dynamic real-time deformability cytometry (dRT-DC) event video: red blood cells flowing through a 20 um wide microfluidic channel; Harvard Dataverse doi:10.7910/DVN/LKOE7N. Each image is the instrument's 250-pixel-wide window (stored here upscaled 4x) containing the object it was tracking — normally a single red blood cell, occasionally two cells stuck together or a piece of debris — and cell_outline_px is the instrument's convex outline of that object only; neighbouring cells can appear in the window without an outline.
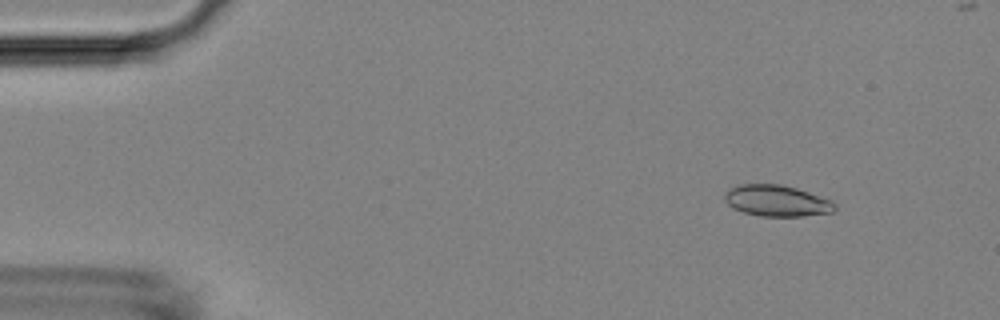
{"species": "Egyptian fruit bat (a non-hibernating species)", "species_latin": "Rousettus aegyptiacus", "temperature_condition": "room temperature", "stored_images_in_passage": 51, "camera_frame_rate_fps": 3000, "um_per_image_px": 0.085, "animal": {"sex": "female"}, "frame": {"image": 1, "passage_image": 4, "time_ms": 1.0, "image_size_px": [1000, 320], "cell_outline_px": [[836, 208], [832, 212], [804, 216], [760, 216], [744, 212], [732, 208], [724, 200], [724, 192], [728, 188], [740, 184], [780, 184], [796, 188], [832, 200], [836, 204]], "centroid_in_image_um": [66.0, 17.06], "position_along_channel_um": 19.0, "area_um2": 20.17}}
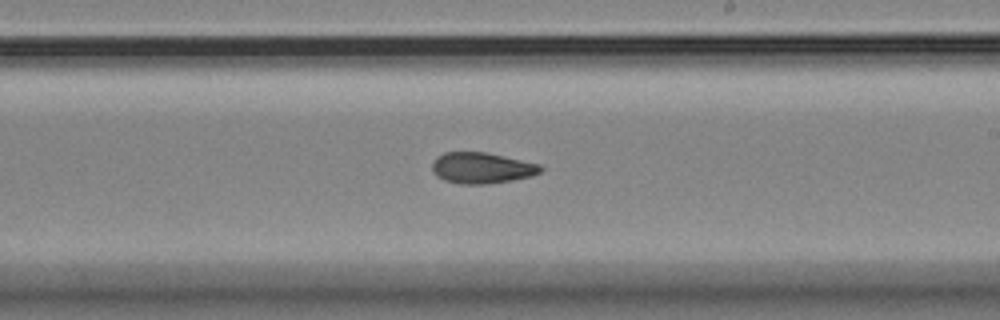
{"frame": {"image": 2, "passage_image": 29, "time_ms": 9.333, "image_size_px": [1000, 320], "cell_outline_px": [[544, 168], [540, 172], [532, 176], [512, 180], [488, 184], [460, 184], [444, 180], [436, 176], [432, 172], [432, 160], [436, 156], [444, 152], [484, 152], [540, 164]], "centroid_in_image_um": [40.91, 14.28], "position_along_channel_um": 248.1, "area_um2": 19.71}}
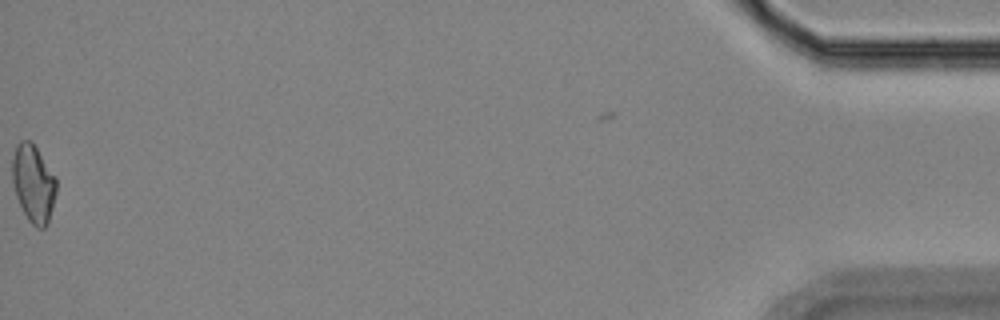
{"frame": {"image": 3, "passage_image": 51, "time_ms": 16.667, "image_size_px": [1000, 320], "cell_outline_px": [[56, 192], [48, 224], [44, 228], [36, 228], [28, 220], [16, 196], [12, 180], [12, 156], [16, 144], [20, 140], [32, 140], [56, 176]], "centroid_in_image_um": [2.84, 15.56], "position_along_channel_um": 432.4, "area_um2": 20.17}, "authors_computed_cell_mechanics": {"area_um2": 19.652, "velocity_mm_per_s": 3.8117, "shape_relaxation_time_tau1_ms": null, "shape_relaxation_time_tau2_ms": 4.3278, "deformation_change_tau1": null, "deformation_change_tau2": 0.0901}}